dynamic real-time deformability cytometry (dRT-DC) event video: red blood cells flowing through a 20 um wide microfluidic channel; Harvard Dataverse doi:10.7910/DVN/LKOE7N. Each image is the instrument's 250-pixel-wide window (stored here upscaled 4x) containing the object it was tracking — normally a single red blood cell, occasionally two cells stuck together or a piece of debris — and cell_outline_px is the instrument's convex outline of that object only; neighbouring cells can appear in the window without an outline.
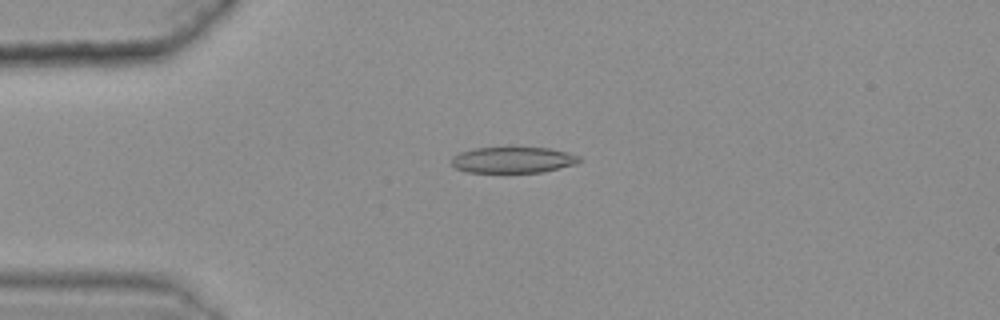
{"species": "common noctule bat (a hibernating species)", "species_latin": "Nyctalus noctula", "temperature_condition": "warm", "stored_images_in_passage": 40, "camera_frame_rate_fps": 3000, "um_per_image_px": 0.085, "animal": {"sex": "female", "body_mass_g": 25.1}, "frame": {"image": 1, "passage_image": 5, "time_ms": 1.333, "image_size_px": [1000, 320], "cell_outline_px": [[580, 160], [576, 164], [540, 172], [468, 172], [456, 168], [452, 164], [452, 156], [460, 152], [476, 148], [548, 148], [568, 152], [580, 156]], "centroid_in_image_um": [43.6, 13.59], "position_along_channel_um": 41.4, "area_um2": 19.13}}
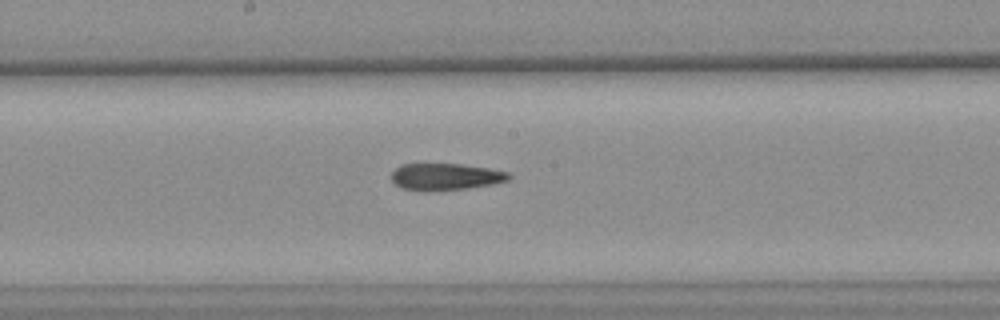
{"frame": {"image": 2, "passage_image": 21, "time_ms": 6.667, "image_size_px": [1000, 320], "cell_outline_px": [[512, 176], [508, 180], [492, 184], [464, 188], [404, 188], [396, 184], [392, 180], [392, 172], [400, 164], [460, 164], [488, 168], [508, 172]], "centroid_in_image_um": [37.92, 14.96], "position_along_channel_um": 210.3, "area_um2": 17.34}}
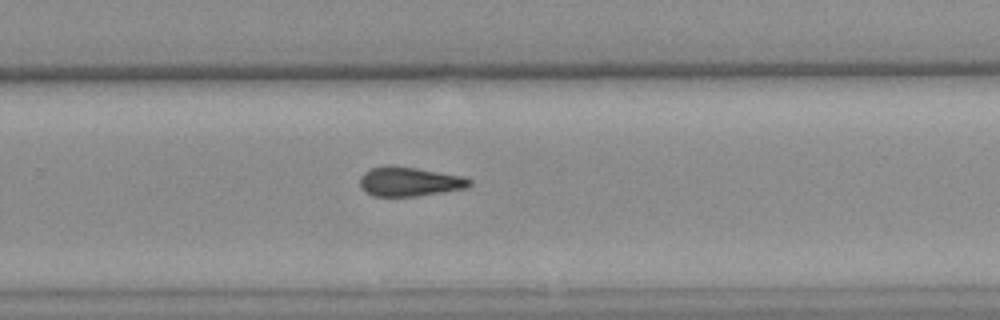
{"frame": {"image": 3, "passage_image": 28, "time_ms": 9.0, "image_size_px": [1000, 320], "cell_outline_px": [[472, 184], [468, 188], [416, 196], [372, 196], [360, 184], [360, 176], [364, 172], [372, 168], [388, 164], [392, 164], [464, 176], [472, 180]], "centroid_in_image_um": [34.83, 15.42], "position_along_channel_um": 295.0, "area_um2": 18.79}, "authors_computed_cell_mechanics": {"area_um2": 19.0162, "velocity_mm_per_s": 3.6428, "shape_relaxation_time_tau1_ms": null, "shape_relaxation_time_tau2_ms": 4.4113, "deformation_change_tau1": null, "deformation_change_tau2": 0.1406}}